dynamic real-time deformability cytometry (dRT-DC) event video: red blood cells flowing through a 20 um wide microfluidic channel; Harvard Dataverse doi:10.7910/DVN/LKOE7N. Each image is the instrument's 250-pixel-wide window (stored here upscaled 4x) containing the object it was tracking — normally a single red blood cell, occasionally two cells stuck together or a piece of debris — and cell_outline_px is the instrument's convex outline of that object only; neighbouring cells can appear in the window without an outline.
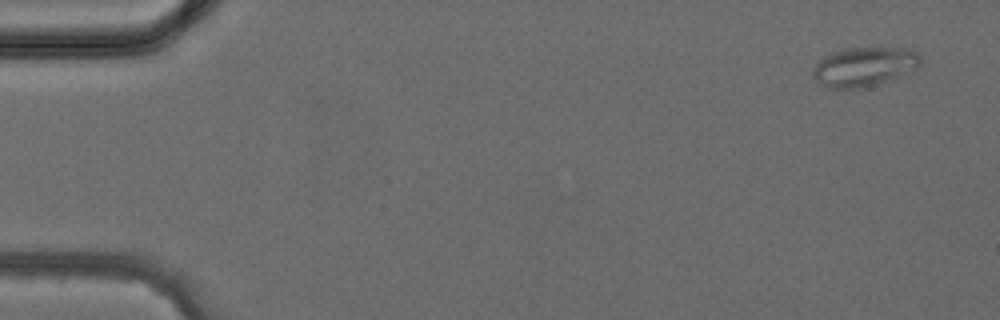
{"species": "common noctule bat (a hibernating species)", "species_latin": "Nyctalus noctula", "temperature_condition": "cold", "stored_images_in_passage": 4, "camera_frame_rate_fps": 3000, "um_per_image_px": 0.085, "animal": {"sex": "female", "body_mass_g": 24.6, "forearm_length_mm": 56.2}, "frame": {"image": 1, "passage_image": 1, "time_ms": 0.0, "image_size_px": [1000, 320], "cell_outline_px": [[920, 64], [916, 68], [868, 88], [828, 88], [820, 84], [812, 76], [812, 68], [824, 56], [832, 52], [848, 48], [908, 48], [916, 52], [920, 56]], "centroid_in_image_um": [73.41, 5.67], "position_along_channel_um": 11.6, "area_um2": 24.45}}